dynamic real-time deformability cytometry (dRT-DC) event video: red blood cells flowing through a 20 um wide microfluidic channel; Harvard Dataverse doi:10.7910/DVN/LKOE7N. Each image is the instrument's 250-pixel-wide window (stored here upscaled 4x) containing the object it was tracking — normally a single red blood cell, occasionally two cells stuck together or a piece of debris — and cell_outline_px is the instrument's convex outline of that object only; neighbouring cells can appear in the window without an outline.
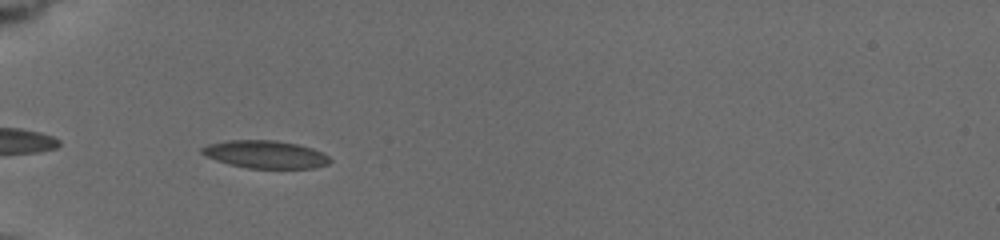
{"species": "common noctule bat (a hibernating species)", "species_latin": "Nyctalus noctula", "temperature_condition": "cold", "stored_images_in_passage": 10, "camera_frame_rate_fps": 3000, "um_per_image_px": 0.085, "animal": {"sex": "female", "body_mass_g": 19.5, "forearm_length_mm": 54.1}, "frame": {"image": 1, "passage_image": 6, "time_ms": 4.667, "image_size_px": [1000, 240], "cell_outline_px": [[332, 160], [328, 164], [312, 168], [248, 168], [228, 164], [204, 156], [200, 152], [200, 148], [208, 144], [228, 140], [276, 140], [300, 144], [312, 148], [328, 156]], "centroid_in_image_um": [22.53, 13.12], "position_along_channel_um": 62.5, "area_um2": 20.81}}
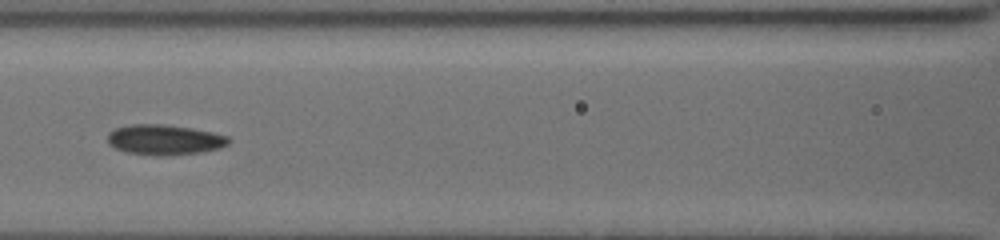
{"frame": {"image": 2, "passage_image": 9, "time_ms": 7.333, "image_size_px": [1000, 240], "cell_outline_px": [[232, 140], [228, 144], [220, 148], [200, 152], [160, 156], [128, 152], [116, 148], [108, 144], [108, 132], [116, 128], [132, 124], [164, 124], [192, 128], [212, 132], [228, 136]], "centroid_in_image_um": [14.0, 11.87], "position_along_channel_um": 152.6, "area_um2": 21.27}}